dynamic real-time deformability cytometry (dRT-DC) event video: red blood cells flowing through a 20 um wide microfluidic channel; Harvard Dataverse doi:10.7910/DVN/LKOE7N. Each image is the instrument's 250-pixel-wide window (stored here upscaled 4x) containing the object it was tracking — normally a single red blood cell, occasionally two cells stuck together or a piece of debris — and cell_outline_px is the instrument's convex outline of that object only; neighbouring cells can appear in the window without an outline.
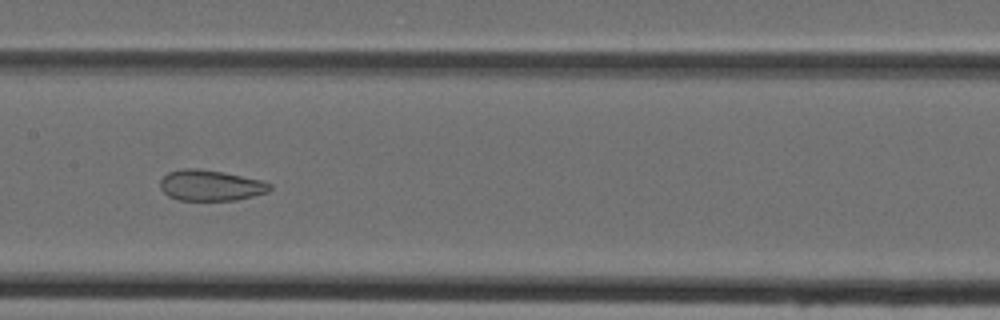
{"species": "Egyptian fruit bat (a non-hibernating species)", "species_latin": "Rousettus aegyptiacus", "temperature_condition": "cold", "stored_images_in_passage": 47, "camera_frame_rate_fps": 3000, "um_per_image_px": 0.085, "animal": {"sex": "female"}, "frame": {"image": 1, "passage_image": 24, "time_ms": 7.667, "image_size_px": [1000, 320], "cell_outline_px": [[272, 188], [268, 192], [236, 200], [180, 200], [168, 196], [160, 188], [160, 180], [168, 172], [184, 168], [196, 168], [220, 172], [260, 180], [272, 184]], "centroid_in_image_um": [17.88, 15.76], "position_along_channel_um": 189.5, "area_um2": 19.48}}
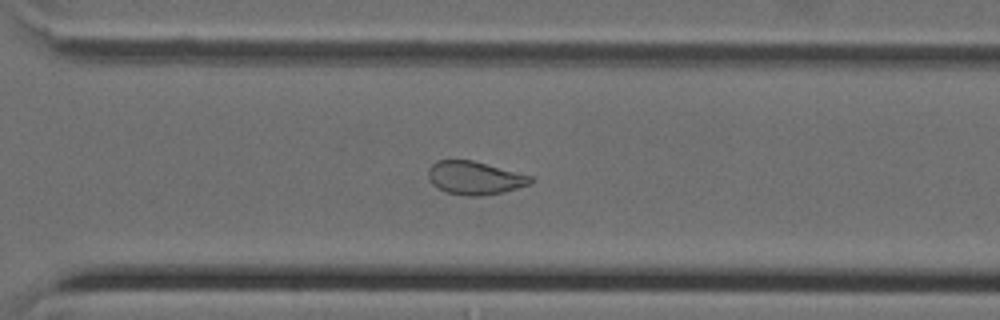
{"frame": {"image": 2, "passage_image": 34, "time_ms": 11.0, "image_size_px": [1000, 320], "cell_outline_px": [[532, 184], [504, 192], [480, 196], [468, 196], [444, 192], [432, 184], [428, 176], [428, 168], [436, 160], [472, 160], [532, 176]], "centroid_in_image_um": [40.34, 15.13], "position_along_channel_um": 330.3, "area_um2": 19.88}}
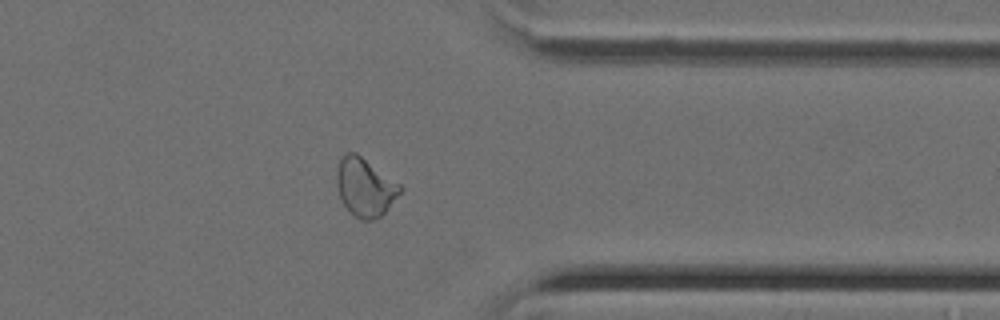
{"frame": {"image": 3, "passage_image": 38, "time_ms": 12.333, "image_size_px": [1000, 320], "cell_outline_px": [[404, 188], [388, 208], [380, 216], [372, 220], [360, 220], [344, 204], [340, 196], [336, 184], [336, 172], [340, 160], [344, 152], [356, 152], [400, 184]], "centroid_in_image_um": [31.02, 15.89], "position_along_channel_um": 380.4, "area_um2": 21.33}}